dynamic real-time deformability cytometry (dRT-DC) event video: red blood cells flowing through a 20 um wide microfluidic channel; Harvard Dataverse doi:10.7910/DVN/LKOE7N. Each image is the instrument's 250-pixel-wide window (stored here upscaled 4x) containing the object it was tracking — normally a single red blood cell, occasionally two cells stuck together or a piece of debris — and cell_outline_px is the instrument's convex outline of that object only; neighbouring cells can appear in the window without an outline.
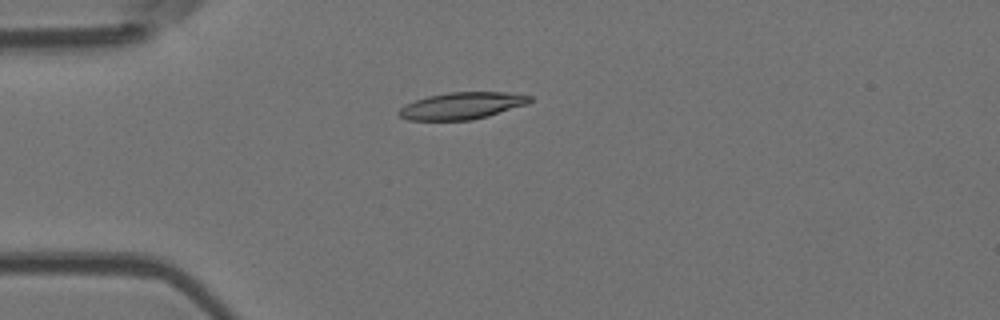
{"species": "Egyptian fruit bat (a non-hibernating species)", "species_latin": "Rousettus aegyptiacus", "temperature_condition": "room temperature", "stored_images_in_passage": 7, "camera_frame_rate_fps": 3000, "um_per_image_px": 0.085, "animal": {"sex": "female"}, "frame": {"image": 1, "passage_image": 4, "time_ms": 3.333, "image_size_px": [1000, 320], "cell_outline_px": [[532, 100], [528, 104], [488, 116], [472, 120], [408, 120], [400, 116], [396, 112], [404, 104], [428, 96], [448, 92], [504, 92], [532, 96]], "centroid_in_image_um": [39.25, 8.99], "position_along_channel_um": 45.7, "area_um2": 20.58}}
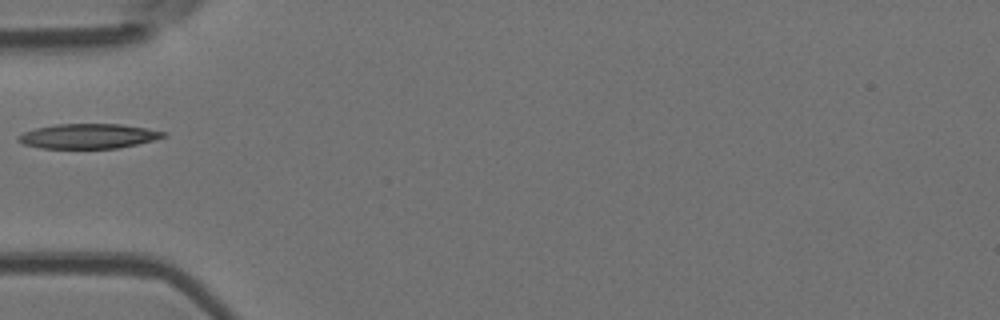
{"frame": {"image": 2, "passage_image": 5, "time_ms": 4.667, "image_size_px": [1000, 320], "cell_outline_px": [[168, 136], [136, 144], [116, 148], [40, 148], [24, 144], [16, 140], [16, 136], [24, 132], [36, 128], [56, 124], [120, 124], [148, 128], [168, 132]], "centroid_in_image_um": [7.51, 11.56], "position_along_channel_um": 77.5, "area_um2": 20.98}}
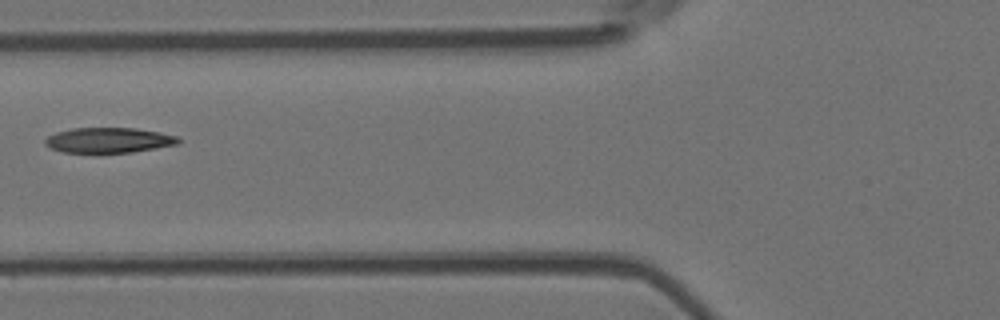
{"frame": {"image": 3, "passage_image": 6, "time_ms": 5.667, "image_size_px": [1000, 320], "cell_outline_px": [[180, 140], [176, 144], [132, 152], [64, 152], [52, 148], [44, 144], [44, 140], [48, 136], [56, 132], [72, 128], [136, 128], [160, 132], [176, 136]], "centroid_in_image_um": [9.21, 11.9], "position_along_channel_um": 116.6, "area_um2": 19.31}}